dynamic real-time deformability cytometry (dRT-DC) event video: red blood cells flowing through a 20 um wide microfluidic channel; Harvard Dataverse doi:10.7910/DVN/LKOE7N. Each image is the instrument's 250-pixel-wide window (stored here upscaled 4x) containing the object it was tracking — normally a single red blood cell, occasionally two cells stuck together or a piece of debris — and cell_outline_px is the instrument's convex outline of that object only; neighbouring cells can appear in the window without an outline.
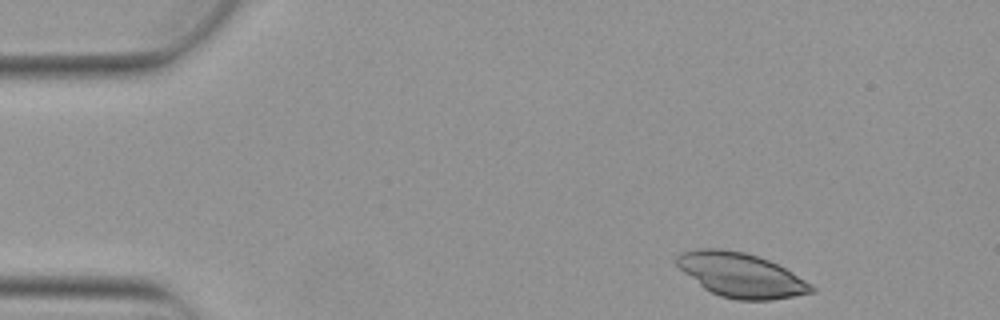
{"species": "Egyptian fruit bat (a non-hibernating species)", "species_latin": "Rousettus aegyptiacus", "temperature_condition": "warm", "stored_images_in_passage": 6, "camera_frame_rate_fps": 3000, "um_per_image_px": 0.085, "animal": {"sex": "female"}, "frame": {"image": 1, "passage_image": 1, "time_ms": 0.0, "image_size_px": [1000, 320], "cell_outline_px": [[816, 292], [772, 300], [736, 300], [720, 296], [704, 288], [684, 272], [676, 264], [676, 256], [680, 252], [704, 248], [720, 248], [744, 252], [768, 260], [792, 272], [812, 284], [816, 288]], "centroid_in_image_um": [63.0, 23.39], "position_along_channel_um": 22.0, "area_um2": 34.62}}
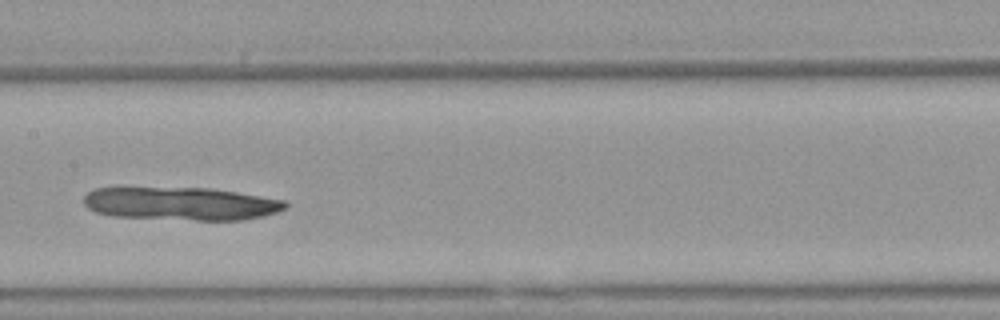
{"frame": {"image": 2, "passage_image": 6, "time_ms": 1.667, "image_size_px": [1000, 320], "cell_outline_px": [[288, 208], [264, 216], [244, 220], [196, 220], [112, 216], [96, 212], [88, 208], [84, 204], [84, 196], [88, 192], [96, 188], [212, 188], [284, 200], [288, 204]], "centroid_in_image_um": [15.41, 17.31], "position_along_channel_um": 192.0, "area_um2": 38.78}}